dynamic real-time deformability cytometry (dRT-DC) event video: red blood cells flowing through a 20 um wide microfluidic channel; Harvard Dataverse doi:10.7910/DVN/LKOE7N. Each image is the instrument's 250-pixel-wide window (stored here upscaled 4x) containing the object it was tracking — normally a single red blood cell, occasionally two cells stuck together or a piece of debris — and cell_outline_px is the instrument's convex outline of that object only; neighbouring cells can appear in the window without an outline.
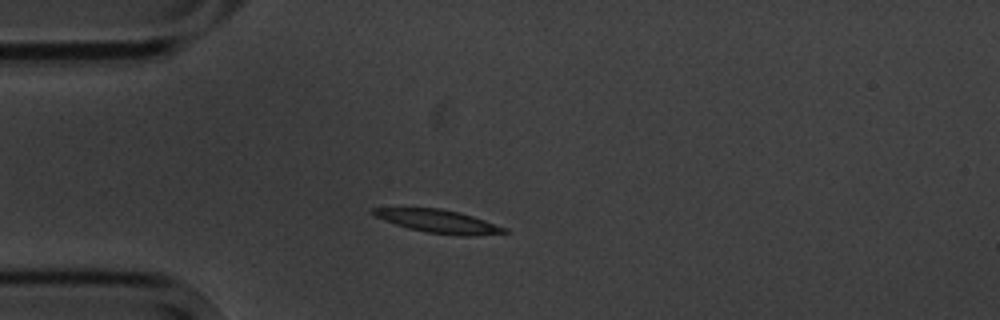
{"species": "common noctule bat (a hibernating species)", "species_latin": "Nyctalus noctula", "temperature_condition": "cold", "stored_images_in_passage": 3, "camera_frame_rate_fps": 3000, "um_per_image_px": 0.085, "animal": {"sex": "male", "body_mass_g": 20.1, "forearm_length_mm": 53.5}, "frame": {"image": 1, "passage_image": 3, "time_ms": 2.333, "image_size_px": [1000, 320], "cell_outline_px": [[512, 232], [476, 236], [460, 236], [428, 232], [408, 228], [384, 220], [376, 216], [372, 212], [372, 208], [440, 208], [460, 212], [508, 228]], "centroid_in_image_um": [37.36, 18.82], "position_along_channel_um": 47.6, "area_um2": 17.63}}